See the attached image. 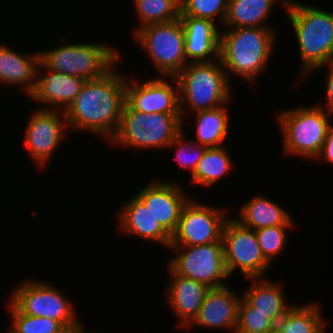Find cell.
<instances>
[{
    "label": "cell",
    "instance_id": "obj_1",
    "mask_svg": "<svg viewBox=\"0 0 333 333\" xmlns=\"http://www.w3.org/2000/svg\"><path fill=\"white\" fill-rule=\"evenodd\" d=\"M122 61L125 59L100 79L86 81L64 111L70 134L86 133L107 144L114 137L125 103L126 71Z\"/></svg>",
    "mask_w": 333,
    "mask_h": 333
},
{
    "label": "cell",
    "instance_id": "obj_2",
    "mask_svg": "<svg viewBox=\"0 0 333 333\" xmlns=\"http://www.w3.org/2000/svg\"><path fill=\"white\" fill-rule=\"evenodd\" d=\"M278 31L267 27L220 29L219 59L232 85L237 79L251 89L258 85L277 53Z\"/></svg>",
    "mask_w": 333,
    "mask_h": 333
},
{
    "label": "cell",
    "instance_id": "obj_3",
    "mask_svg": "<svg viewBox=\"0 0 333 333\" xmlns=\"http://www.w3.org/2000/svg\"><path fill=\"white\" fill-rule=\"evenodd\" d=\"M311 3L288 0L284 12L293 30L300 62V71L294 76V82L290 81L293 88L333 58V10Z\"/></svg>",
    "mask_w": 333,
    "mask_h": 333
},
{
    "label": "cell",
    "instance_id": "obj_4",
    "mask_svg": "<svg viewBox=\"0 0 333 333\" xmlns=\"http://www.w3.org/2000/svg\"><path fill=\"white\" fill-rule=\"evenodd\" d=\"M67 40L57 44L52 41L51 46L44 49L42 44L38 48L40 63L47 69L80 77L85 81L100 79L112 70L125 56L110 40ZM112 43V44H111Z\"/></svg>",
    "mask_w": 333,
    "mask_h": 333
},
{
    "label": "cell",
    "instance_id": "obj_5",
    "mask_svg": "<svg viewBox=\"0 0 333 333\" xmlns=\"http://www.w3.org/2000/svg\"><path fill=\"white\" fill-rule=\"evenodd\" d=\"M304 103L281 108L274 113V121L281 135L283 157L301 158L308 162L320 154L328 130L333 126V114L315 103Z\"/></svg>",
    "mask_w": 333,
    "mask_h": 333
},
{
    "label": "cell",
    "instance_id": "obj_6",
    "mask_svg": "<svg viewBox=\"0 0 333 333\" xmlns=\"http://www.w3.org/2000/svg\"><path fill=\"white\" fill-rule=\"evenodd\" d=\"M175 78L179 88L182 120L192 113L218 108L236 96L220 59L190 62Z\"/></svg>",
    "mask_w": 333,
    "mask_h": 333
},
{
    "label": "cell",
    "instance_id": "obj_7",
    "mask_svg": "<svg viewBox=\"0 0 333 333\" xmlns=\"http://www.w3.org/2000/svg\"><path fill=\"white\" fill-rule=\"evenodd\" d=\"M183 131L181 113H142L126 103L122 108L120 125L109 141L113 149L166 152L168 145Z\"/></svg>",
    "mask_w": 333,
    "mask_h": 333
},
{
    "label": "cell",
    "instance_id": "obj_8",
    "mask_svg": "<svg viewBox=\"0 0 333 333\" xmlns=\"http://www.w3.org/2000/svg\"><path fill=\"white\" fill-rule=\"evenodd\" d=\"M15 286V287H14ZM58 284L41 277H25L11 289L6 298L22 313L60 322L67 330L83 323L76 304ZM66 293V294H65ZM81 318V319H80ZM82 320V321H81Z\"/></svg>",
    "mask_w": 333,
    "mask_h": 333
},
{
    "label": "cell",
    "instance_id": "obj_9",
    "mask_svg": "<svg viewBox=\"0 0 333 333\" xmlns=\"http://www.w3.org/2000/svg\"><path fill=\"white\" fill-rule=\"evenodd\" d=\"M30 107L29 113L27 112L25 116L27 118L23 119V123L26 124L23 126V136L19 133L22 141L18 140L22 142L21 147L25 149L22 151H26L27 160L30 159L31 164L38 168L37 172L43 173L53 166L51 163L52 160L55 161V156H61L56 153H60L59 151L62 153V147H65L64 144L70 141L68 138L72 135L64 111Z\"/></svg>",
    "mask_w": 333,
    "mask_h": 333
},
{
    "label": "cell",
    "instance_id": "obj_10",
    "mask_svg": "<svg viewBox=\"0 0 333 333\" xmlns=\"http://www.w3.org/2000/svg\"><path fill=\"white\" fill-rule=\"evenodd\" d=\"M155 70L153 76L175 77L187 64L185 35L180 18L139 28L132 36ZM155 74V75H154Z\"/></svg>",
    "mask_w": 333,
    "mask_h": 333
},
{
    "label": "cell",
    "instance_id": "obj_11",
    "mask_svg": "<svg viewBox=\"0 0 333 333\" xmlns=\"http://www.w3.org/2000/svg\"><path fill=\"white\" fill-rule=\"evenodd\" d=\"M167 252L170 257L164 263L182 277L210 288L223 287L232 280L225 265L222 239L207 245L169 246Z\"/></svg>",
    "mask_w": 333,
    "mask_h": 333
},
{
    "label": "cell",
    "instance_id": "obj_12",
    "mask_svg": "<svg viewBox=\"0 0 333 333\" xmlns=\"http://www.w3.org/2000/svg\"><path fill=\"white\" fill-rule=\"evenodd\" d=\"M229 208L217 203L208 204L193 194L181 210L170 246H199L220 241L224 224L234 210Z\"/></svg>",
    "mask_w": 333,
    "mask_h": 333
},
{
    "label": "cell",
    "instance_id": "obj_13",
    "mask_svg": "<svg viewBox=\"0 0 333 333\" xmlns=\"http://www.w3.org/2000/svg\"><path fill=\"white\" fill-rule=\"evenodd\" d=\"M1 1V0H0ZM4 0H2L1 5ZM0 5V12L3 11L0 14V20L3 21L4 19L3 16L5 15V11ZM2 9V11H1ZM0 21V25H7L4 26L8 27L9 24L5 18L3 23ZM7 22V24L5 23ZM3 25L0 28V31H3L4 33H7L6 39L5 35L2 32L0 35L4 36V38L0 36V94L2 95V90L6 92L14 91V89L17 90V92L24 96L26 99L33 93L35 87H36V77H37V68L40 63V52L39 48L36 49L35 51V46L31 49L30 42L25 44H22L23 42L21 41V46L19 45V41H17V38L12 37V33H8L9 29H13L10 26L8 27V31L6 29H3ZM2 29V30H1ZM10 38H9V36ZM8 38V39H7ZM5 39V40H4ZM12 39V40H11ZM15 39V41H13ZM4 40V41H3ZM10 41L18 42V43H11ZM12 44V45H11ZM18 44V45H17ZM29 44V47H28ZM16 45V46H15ZM27 49H24V46ZM20 47V48H19ZM32 50V51H31ZM14 88V89H13ZM2 89V90H1ZM9 89V90H8Z\"/></svg>",
    "mask_w": 333,
    "mask_h": 333
},
{
    "label": "cell",
    "instance_id": "obj_14",
    "mask_svg": "<svg viewBox=\"0 0 333 333\" xmlns=\"http://www.w3.org/2000/svg\"><path fill=\"white\" fill-rule=\"evenodd\" d=\"M222 243L231 279L239 274L244 279L268 277L272 265L263 256L255 231L244 227L232 214L224 224Z\"/></svg>",
    "mask_w": 333,
    "mask_h": 333
},
{
    "label": "cell",
    "instance_id": "obj_15",
    "mask_svg": "<svg viewBox=\"0 0 333 333\" xmlns=\"http://www.w3.org/2000/svg\"><path fill=\"white\" fill-rule=\"evenodd\" d=\"M128 72L126 70L125 103L131 109L146 114L181 113L175 77L151 75L141 79Z\"/></svg>",
    "mask_w": 333,
    "mask_h": 333
},
{
    "label": "cell",
    "instance_id": "obj_16",
    "mask_svg": "<svg viewBox=\"0 0 333 333\" xmlns=\"http://www.w3.org/2000/svg\"><path fill=\"white\" fill-rule=\"evenodd\" d=\"M156 177L153 176L147 182L145 181V184L136 189L134 194L150 209L162 227L172 235L177 229L183 206L193 195L189 193L190 189L185 188V182L177 178Z\"/></svg>",
    "mask_w": 333,
    "mask_h": 333
},
{
    "label": "cell",
    "instance_id": "obj_17",
    "mask_svg": "<svg viewBox=\"0 0 333 333\" xmlns=\"http://www.w3.org/2000/svg\"><path fill=\"white\" fill-rule=\"evenodd\" d=\"M121 200L118 209H114L115 229L127 238H135L162 247L164 251L171 243V235L153 216L150 209L133 193ZM117 227V228H116Z\"/></svg>",
    "mask_w": 333,
    "mask_h": 333
},
{
    "label": "cell",
    "instance_id": "obj_18",
    "mask_svg": "<svg viewBox=\"0 0 333 333\" xmlns=\"http://www.w3.org/2000/svg\"><path fill=\"white\" fill-rule=\"evenodd\" d=\"M232 285L211 288L193 322L183 331L192 333L195 328L235 333L242 291H235ZM192 331V332H191Z\"/></svg>",
    "mask_w": 333,
    "mask_h": 333
},
{
    "label": "cell",
    "instance_id": "obj_19",
    "mask_svg": "<svg viewBox=\"0 0 333 333\" xmlns=\"http://www.w3.org/2000/svg\"><path fill=\"white\" fill-rule=\"evenodd\" d=\"M165 273L168 279L163 290V303L174 316L175 327L178 331H184L196 318L198 311L211 289L207 285L188 279L174 273L166 264ZM177 321V322H176Z\"/></svg>",
    "mask_w": 333,
    "mask_h": 333
},
{
    "label": "cell",
    "instance_id": "obj_20",
    "mask_svg": "<svg viewBox=\"0 0 333 333\" xmlns=\"http://www.w3.org/2000/svg\"><path fill=\"white\" fill-rule=\"evenodd\" d=\"M85 82L80 77L54 72L39 63L36 87L27 102L35 108L65 111Z\"/></svg>",
    "mask_w": 333,
    "mask_h": 333
},
{
    "label": "cell",
    "instance_id": "obj_21",
    "mask_svg": "<svg viewBox=\"0 0 333 333\" xmlns=\"http://www.w3.org/2000/svg\"><path fill=\"white\" fill-rule=\"evenodd\" d=\"M234 100L236 99L233 98L229 103L212 110L198 111L187 115L183 119V131H188L192 125L193 131L191 132L194 134L191 133L188 136L195 137L191 139L206 148L220 147L229 143V137L234 133L230 126L233 118L229 105Z\"/></svg>",
    "mask_w": 333,
    "mask_h": 333
},
{
    "label": "cell",
    "instance_id": "obj_22",
    "mask_svg": "<svg viewBox=\"0 0 333 333\" xmlns=\"http://www.w3.org/2000/svg\"><path fill=\"white\" fill-rule=\"evenodd\" d=\"M185 35V56L190 62L219 59L220 27L209 19L180 17Z\"/></svg>",
    "mask_w": 333,
    "mask_h": 333
},
{
    "label": "cell",
    "instance_id": "obj_23",
    "mask_svg": "<svg viewBox=\"0 0 333 333\" xmlns=\"http://www.w3.org/2000/svg\"><path fill=\"white\" fill-rule=\"evenodd\" d=\"M269 277L248 278L245 282L250 283L247 288L242 289V296L257 309L265 314L275 324L295 304L288 300L285 291L286 284L282 280H273Z\"/></svg>",
    "mask_w": 333,
    "mask_h": 333
},
{
    "label": "cell",
    "instance_id": "obj_24",
    "mask_svg": "<svg viewBox=\"0 0 333 333\" xmlns=\"http://www.w3.org/2000/svg\"><path fill=\"white\" fill-rule=\"evenodd\" d=\"M265 193L256 192V195L241 202V205L234 210L237 214L233 216L244 227L257 230L263 227L280 225H298L295 222L290 208L286 209L283 204L273 200Z\"/></svg>",
    "mask_w": 333,
    "mask_h": 333
},
{
    "label": "cell",
    "instance_id": "obj_25",
    "mask_svg": "<svg viewBox=\"0 0 333 333\" xmlns=\"http://www.w3.org/2000/svg\"><path fill=\"white\" fill-rule=\"evenodd\" d=\"M287 3L288 0H229L226 19L220 29L278 28L271 24L270 17L277 6L285 12Z\"/></svg>",
    "mask_w": 333,
    "mask_h": 333
},
{
    "label": "cell",
    "instance_id": "obj_26",
    "mask_svg": "<svg viewBox=\"0 0 333 333\" xmlns=\"http://www.w3.org/2000/svg\"><path fill=\"white\" fill-rule=\"evenodd\" d=\"M230 150L227 144L206 148L193 174L185 180L186 184L190 183L191 186L207 189L206 191L219 185V182L221 185V181L236 169V160H233L235 158Z\"/></svg>",
    "mask_w": 333,
    "mask_h": 333
},
{
    "label": "cell",
    "instance_id": "obj_27",
    "mask_svg": "<svg viewBox=\"0 0 333 333\" xmlns=\"http://www.w3.org/2000/svg\"><path fill=\"white\" fill-rule=\"evenodd\" d=\"M322 304L318 301L295 303L277 322L280 333H326L329 319L322 313Z\"/></svg>",
    "mask_w": 333,
    "mask_h": 333
},
{
    "label": "cell",
    "instance_id": "obj_28",
    "mask_svg": "<svg viewBox=\"0 0 333 333\" xmlns=\"http://www.w3.org/2000/svg\"><path fill=\"white\" fill-rule=\"evenodd\" d=\"M136 26L131 36L141 27L153 23H166L180 18L181 5L176 0H131Z\"/></svg>",
    "mask_w": 333,
    "mask_h": 333
},
{
    "label": "cell",
    "instance_id": "obj_29",
    "mask_svg": "<svg viewBox=\"0 0 333 333\" xmlns=\"http://www.w3.org/2000/svg\"><path fill=\"white\" fill-rule=\"evenodd\" d=\"M6 312L10 317L7 324L13 333H65L67 329L58 321L22 314L8 299Z\"/></svg>",
    "mask_w": 333,
    "mask_h": 333
},
{
    "label": "cell",
    "instance_id": "obj_30",
    "mask_svg": "<svg viewBox=\"0 0 333 333\" xmlns=\"http://www.w3.org/2000/svg\"><path fill=\"white\" fill-rule=\"evenodd\" d=\"M297 225H280L263 227L255 231L258 244L265 259L274 265L281 254L286 253L290 242L289 231H294Z\"/></svg>",
    "mask_w": 333,
    "mask_h": 333
},
{
    "label": "cell",
    "instance_id": "obj_31",
    "mask_svg": "<svg viewBox=\"0 0 333 333\" xmlns=\"http://www.w3.org/2000/svg\"><path fill=\"white\" fill-rule=\"evenodd\" d=\"M188 131H182L166 148L168 151H174V161L180 169H184L189 172L188 176H191L197 167L199 160L201 159L206 147L200 145L196 141H193L188 136ZM174 149V150H173Z\"/></svg>",
    "mask_w": 333,
    "mask_h": 333
},
{
    "label": "cell",
    "instance_id": "obj_32",
    "mask_svg": "<svg viewBox=\"0 0 333 333\" xmlns=\"http://www.w3.org/2000/svg\"><path fill=\"white\" fill-rule=\"evenodd\" d=\"M229 0H182L180 17L209 19L222 28Z\"/></svg>",
    "mask_w": 333,
    "mask_h": 333
},
{
    "label": "cell",
    "instance_id": "obj_33",
    "mask_svg": "<svg viewBox=\"0 0 333 333\" xmlns=\"http://www.w3.org/2000/svg\"><path fill=\"white\" fill-rule=\"evenodd\" d=\"M275 329L276 324L242 296L235 333H271Z\"/></svg>",
    "mask_w": 333,
    "mask_h": 333
},
{
    "label": "cell",
    "instance_id": "obj_34",
    "mask_svg": "<svg viewBox=\"0 0 333 333\" xmlns=\"http://www.w3.org/2000/svg\"><path fill=\"white\" fill-rule=\"evenodd\" d=\"M324 69H326L325 76H324L325 82L323 84V85H325L324 86L325 91H323V92H325L323 95L324 102L320 99V101L318 100L315 104L319 108H322L323 110H325L326 112L333 114V58L329 62L325 63L323 66L313 70L297 87L299 88L303 84L305 86V84L308 83V81L311 79V76H313V77H314V75L317 76L316 73H318L321 70L323 72Z\"/></svg>",
    "mask_w": 333,
    "mask_h": 333
},
{
    "label": "cell",
    "instance_id": "obj_35",
    "mask_svg": "<svg viewBox=\"0 0 333 333\" xmlns=\"http://www.w3.org/2000/svg\"><path fill=\"white\" fill-rule=\"evenodd\" d=\"M313 162L333 166V126L328 130L322 150Z\"/></svg>",
    "mask_w": 333,
    "mask_h": 333
},
{
    "label": "cell",
    "instance_id": "obj_36",
    "mask_svg": "<svg viewBox=\"0 0 333 333\" xmlns=\"http://www.w3.org/2000/svg\"><path fill=\"white\" fill-rule=\"evenodd\" d=\"M84 323L86 324V322H83L79 327L71 329V330H67L65 333H90L91 330L89 331L87 329V326ZM93 333H95V332H93Z\"/></svg>",
    "mask_w": 333,
    "mask_h": 333
},
{
    "label": "cell",
    "instance_id": "obj_37",
    "mask_svg": "<svg viewBox=\"0 0 333 333\" xmlns=\"http://www.w3.org/2000/svg\"><path fill=\"white\" fill-rule=\"evenodd\" d=\"M4 333H13L9 328L6 329V331H4Z\"/></svg>",
    "mask_w": 333,
    "mask_h": 333
},
{
    "label": "cell",
    "instance_id": "obj_38",
    "mask_svg": "<svg viewBox=\"0 0 333 333\" xmlns=\"http://www.w3.org/2000/svg\"><path fill=\"white\" fill-rule=\"evenodd\" d=\"M271 333H280V332L277 329H275Z\"/></svg>",
    "mask_w": 333,
    "mask_h": 333
},
{
    "label": "cell",
    "instance_id": "obj_39",
    "mask_svg": "<svg viewBox=\"0 0 333 333\" xmlns=\"http://www.w3.org/2000/svg\"><path fill=\"white\" fill-rule=\"evenodd\" d=\"M180 5H181V3H182V0H176Z\"/></svg>",
    "mask_w": 333,
    "mask_h": 333
}]
</instances>
